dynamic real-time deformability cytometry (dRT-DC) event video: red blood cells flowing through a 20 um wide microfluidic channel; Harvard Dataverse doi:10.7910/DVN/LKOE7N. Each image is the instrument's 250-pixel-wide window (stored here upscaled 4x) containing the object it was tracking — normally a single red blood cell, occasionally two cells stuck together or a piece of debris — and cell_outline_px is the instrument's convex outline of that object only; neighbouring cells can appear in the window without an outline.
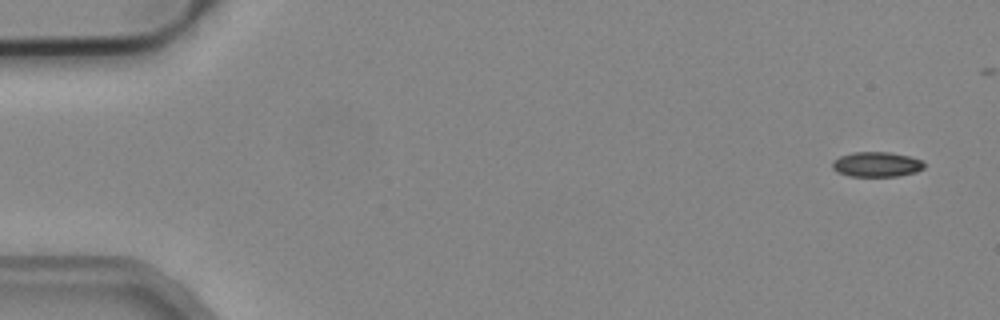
{"species": "common noctule bat (a hibernating species)", "species_latin": "Nyctalus noctula", "temperature_condition": "cold", "stored_images_in_passage": 5, "camera_frame_rate_fps": 3000, "um_per_image_px": 0.085, "animal": {"sex": "male", "body_mass_g": 19.2, "forearm_length_mm": 51.8}, "frame": {"image": 1, "passage_image": 1, "time_ms": 0.0, "image_size_px": [1000, 320], "cell_outline_px": [[924, 168], [916, 172], [900, 176], [848, 176], [836, 172], [832, 168], [832, 164], [840, 156], [852, 152], [888, 152], [908, 156], [920, 160], [924, 164]], "centroid_in_image_um": [74.5, 13.98], "position_along_channel_um": 10.5, "area_um2": 13.29}}
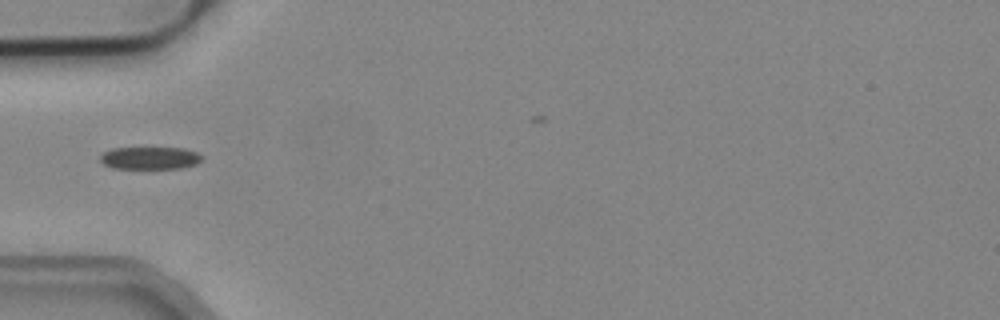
{"frame": {"image": 2, "passage_image": 4, "time_ms": 1.0, "image_size_px": [1000, 320], "cell_outline_px": [[204, 156], [196, 164], [180, 168], [112, 168], [104, 164], [100, 160], [100, 156], [104, 152], [112, 148], [184, 148], [196, 152]], "centroid_in_image_um": [12.74, 13.43], "position_along_channel_um": 72.3, "area_um2": 13.24}}